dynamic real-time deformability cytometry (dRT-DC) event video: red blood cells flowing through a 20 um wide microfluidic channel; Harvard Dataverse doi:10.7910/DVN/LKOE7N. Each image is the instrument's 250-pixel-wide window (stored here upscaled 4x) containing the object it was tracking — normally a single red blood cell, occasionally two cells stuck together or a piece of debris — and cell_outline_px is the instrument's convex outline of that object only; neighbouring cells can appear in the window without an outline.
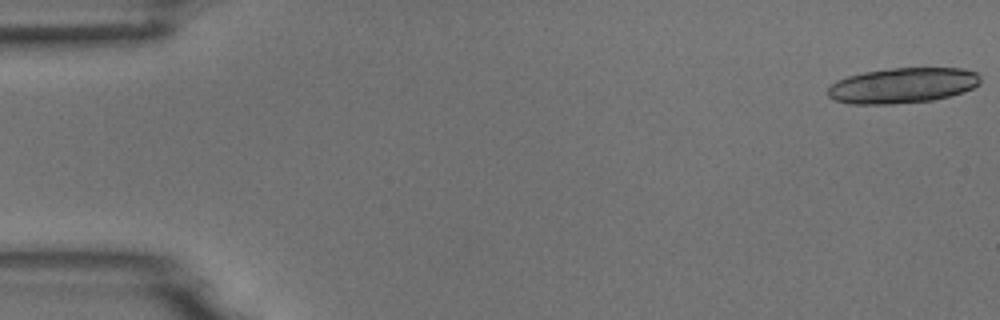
{"species": "common noctule bat (a hibernating species)", "species_latin": "Nyctalus noctula", "temperature_condition": "room temperature", "stored_images_in_passage": 38, "camera_frame_rate_fps": 3000, "um_per_image_px": 0.085, "animal": {"sex": "male", "body_mass_g": 18.8}, "frame": {"image": 1, "passage_image": 1, "time_ms": 0.0, "image_size_px": [1000, 320], "cell_outline_px": [[980, 84], [964, 92], [932, 100], [892, 104], [848, 104], [836, 100], [828, 96], [828, 88], [836, 80], [848, 76], [864, 72], [892, 68], [964, 68], [976, 72], [980, 76]], "centroid_in_image_um": [76.72, 7.26], "position_along_channel_um": 8.3, "area_um2": 31.5}}